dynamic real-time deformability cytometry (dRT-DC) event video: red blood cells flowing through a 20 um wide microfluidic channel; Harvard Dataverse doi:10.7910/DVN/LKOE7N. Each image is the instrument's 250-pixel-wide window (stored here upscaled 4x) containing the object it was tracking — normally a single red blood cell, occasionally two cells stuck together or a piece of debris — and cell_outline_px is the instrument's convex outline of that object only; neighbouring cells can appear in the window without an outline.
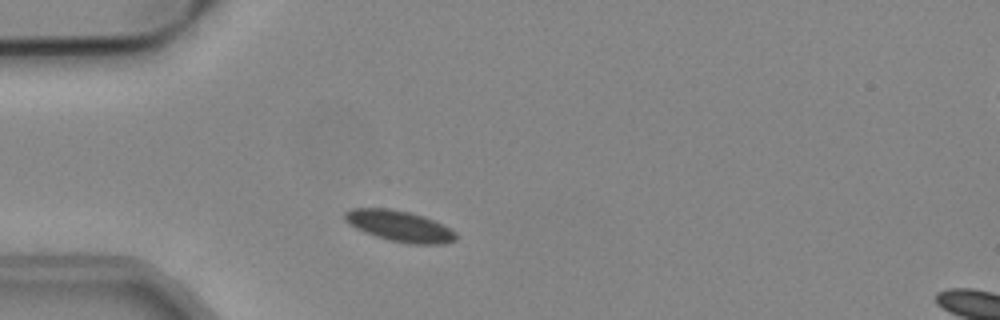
{"species": "common noctule bat (a hibernating species)", "species_latin": "Nyctalus noctula", "temperature_condition": "cold", "stored_images_in_passage": 40, "camera_frame_rate_fps": 3000, "um_per_image_px": 0.085, "animal": {"sex": "male", "body_mass_g": 19.2, "forearm_length_mm": 51.8}, "frame": {"image": 1, "passage_image": 1, "time_ms": 0.0, "image_size_px": [1000, 320], "cell_outline_px": [[456, 240], [444, 244], [408, 244], [388, 240], [364, 232], [348, 224], [344, 220], [344, 212], [352, 208], [388, 208], [408, 212], [424, 216], [456, 232]], "centroid_in_image_um": [33.92, 19.22], "position_along_channel_um": 51.1, "area_um2": 20.0}}
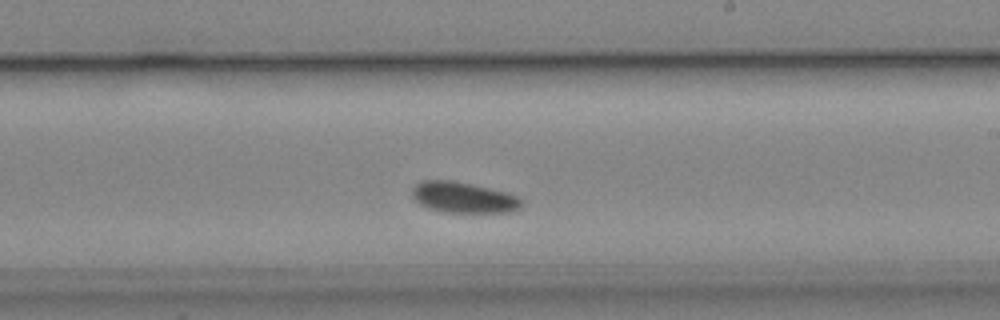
{"frame": {"image": 2, "passage_image": 18, "time_ms": 5.667, "image_size_px": [1000, 320], "cell_outline_px": [[524, 204], [520, 208], [512, 212], [444, 212], [428, 208], [420, 204], [412, 196], [412, 188], [416, 184], [424, 180], [452, 180], [488, 188], [504, 192], [516, 196], [524, 200]], "centroid_in_image_um": [39.4, 16.79], "position_along_channel_um": 249.6, "area_um2": 19.59}}
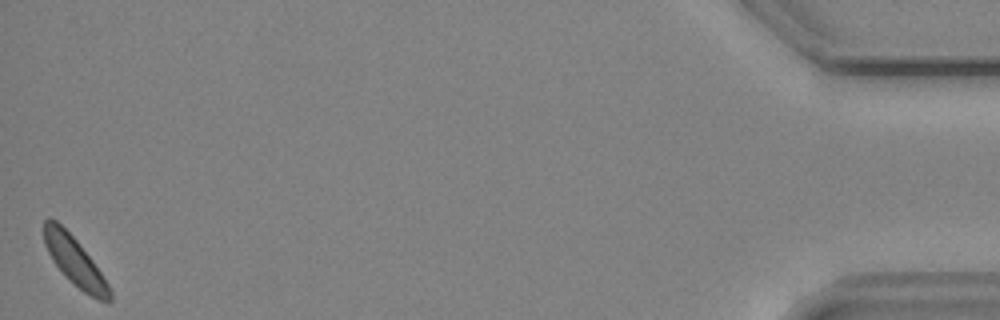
{"frame": {"image": 3, "passage_image": 40, "time_ms": 13.0, "image_size_px": [1000, 320], "cell_outline_px": [[112, 300], [108, 304], [96, 300], [84, 292], [52, 260], [44, 244], [44, 220], [48, 216], [56, 220], [76, 240], [92, 260], [108, 284], [112, 292]], "centroid_in_image_um": [6.38, 22.22], "position_along_channel_um": 428.8, "area_um2": 18.15}}